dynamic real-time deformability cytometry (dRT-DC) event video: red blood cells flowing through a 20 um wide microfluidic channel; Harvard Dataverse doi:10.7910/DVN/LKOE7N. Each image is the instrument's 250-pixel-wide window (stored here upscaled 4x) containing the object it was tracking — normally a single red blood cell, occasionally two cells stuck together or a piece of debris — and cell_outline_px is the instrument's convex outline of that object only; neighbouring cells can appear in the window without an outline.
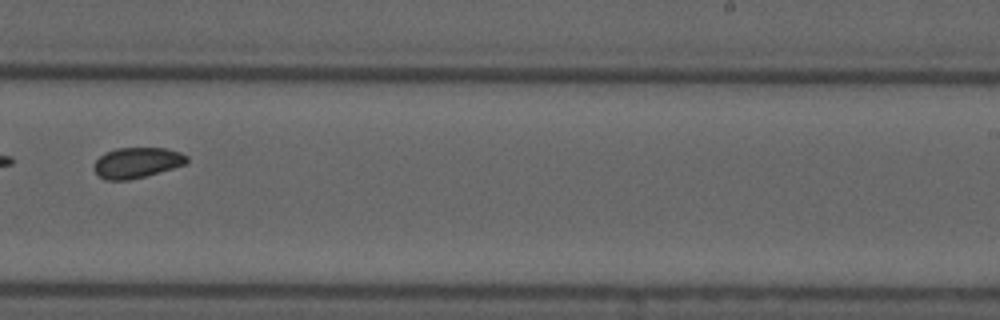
{"species": "common noctule bat (a hibernating species)", "species_latin": "Nyctalus noctula", "temperature_condition": "cold", "stored_images_in_passage": 10, "camera_frame_rate_fps": 3000, "um_per_image_px": 0.085, "animal": {"sex": "male", "forearm_length_mm": 52.5}, "frame": {"image": 1, "passage_image": 10, "time_ms": 11.667, "image_size_px": [1000, 320], "cell_outline_px": [[188, 160], [184, 164], [172, 168], [144, 176], [128, 180], [104, 180], [92, 168], [96, 160], [104, 152], [116, 148], [168, 148], [180, 152], [188, 156]], "centroid_in_image_um": [11.61, 13.81], "position_along_channel_um": 277.4, "area_um2": 16.47}}